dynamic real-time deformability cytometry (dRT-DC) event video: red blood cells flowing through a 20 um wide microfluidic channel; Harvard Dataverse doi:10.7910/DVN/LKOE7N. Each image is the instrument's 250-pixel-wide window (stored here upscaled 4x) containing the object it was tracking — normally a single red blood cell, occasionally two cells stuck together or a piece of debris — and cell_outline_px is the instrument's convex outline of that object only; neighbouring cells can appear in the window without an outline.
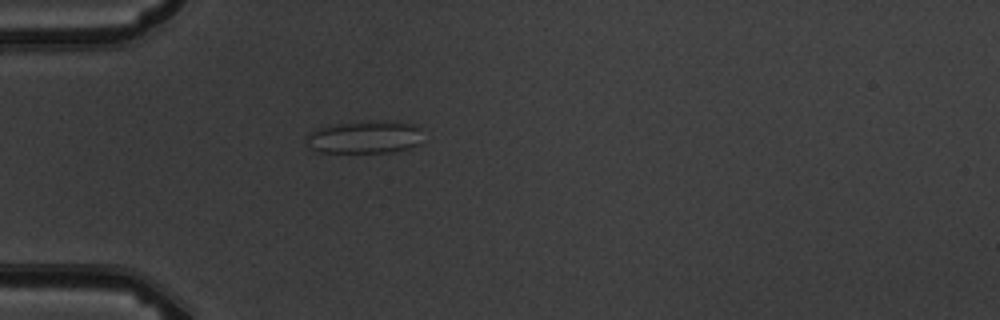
{"species": "common noctule bat (a hibernating species)", "species_latin": "Nyctalus noctula", "temperature_condition": "warm", "stored_images_in_passage": 2, "camera_frame_rate_fps": 3000, "um_per_image_px": 0.085, "animal": {"sex": "male", "body_mass_g": 19.5, "forearm_length_mm": 54.6}, "frame": {"image": 1, "passage_image": 2, "time_ms": 1.333, "image_size_px": [1000, 320], "cell_outline_px": [[420, 144], [408, 148], [392, 152], [320, 152], [312, 148], [304, 136], [308, 132], [316, 128], [336, 124], [372, 120], [384, 120], [416, 124], [420, 128]], "centroid_in_image_um": [31.0, 11.64], "position_along_channel_um": 54.0, "area_um2": 22.37}}